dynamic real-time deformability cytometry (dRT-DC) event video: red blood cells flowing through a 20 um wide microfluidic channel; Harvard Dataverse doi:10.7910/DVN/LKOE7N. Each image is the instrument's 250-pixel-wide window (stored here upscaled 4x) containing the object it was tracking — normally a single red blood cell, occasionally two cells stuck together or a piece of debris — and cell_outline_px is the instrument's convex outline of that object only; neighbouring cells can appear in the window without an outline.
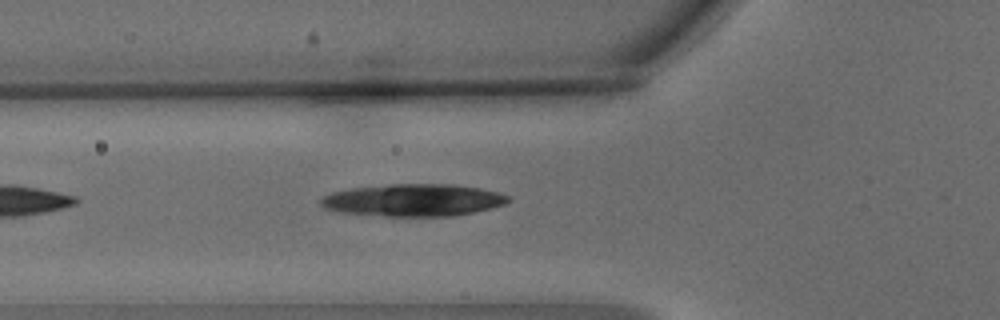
{"species": "common noctule bat (a hibernating species)", "species_latin": "Nyctalus noctula", "temperature_condition": "warm", "stored_images_in_passage": 5, "camera_frame_rate_fps": 3000, "um_per_image_px": 0.085, "animal": {"sex": "male", "body_mass_g": 15.6}, "frame": {"image": 1, "passage_image": 5, "time_ms": 1.333, "image_size_px": [1000, 320], "cell_outline_px": [[512, 200], [504, 204], [492, 208], [452, 216], [388, 216], [340, 212], [324, 208], [320, 204], [320, 200], [324, 196], [332, 192], [348, 188], [392, 184], [452, 184], [480, 188], [512, 196]], "centroid_in_image_um": [35.14, 17.0], "position_along_channel_um": 90.7, "area_um2": 35.32}}